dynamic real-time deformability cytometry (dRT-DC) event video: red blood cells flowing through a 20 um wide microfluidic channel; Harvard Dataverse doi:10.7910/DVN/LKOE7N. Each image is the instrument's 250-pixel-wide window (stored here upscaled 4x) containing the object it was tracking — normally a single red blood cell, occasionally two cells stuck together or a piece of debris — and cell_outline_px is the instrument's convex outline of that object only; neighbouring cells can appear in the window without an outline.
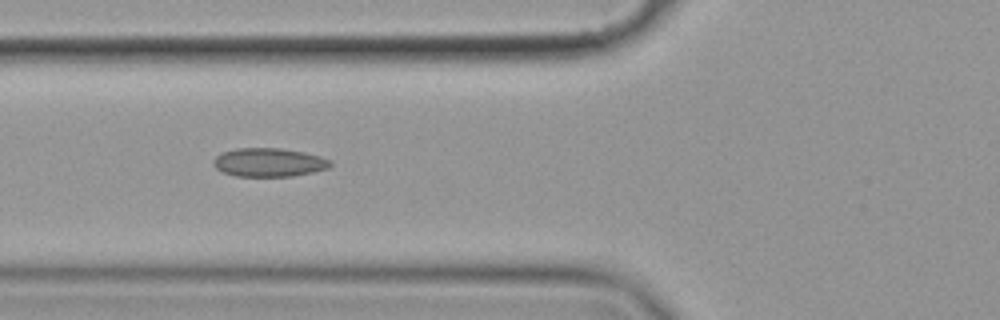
{"species": "common noctule bat (a hibernating species)", "species_latin": "Nyctalus noctula", "temperature_condition": "cold", "stored_images_in_passage": 29, "camera_frame_rate_fps": 3000, "um_per_image_px": 0.085, "animal": {"sex": "female", "body_mass_g": 19.9}, "frame": {"image": 1, "passage_image": 9, "time_ms": 2.667, "image_size_px": [1000, 320], "cell_outline_px": [[332, 164], [328, 168], [312, 172], [292, 176], [236, 176], [220, 172], [212, 164], [212, 160], [216, 156], [224, 152], [236, 148], [280, 148], [304, 152], [320, 156], [332, 160]], "centroid_in_image_um": [22.84, 13.8], "position_along_channel_um": 103.0, "area_um2": 19.59}}
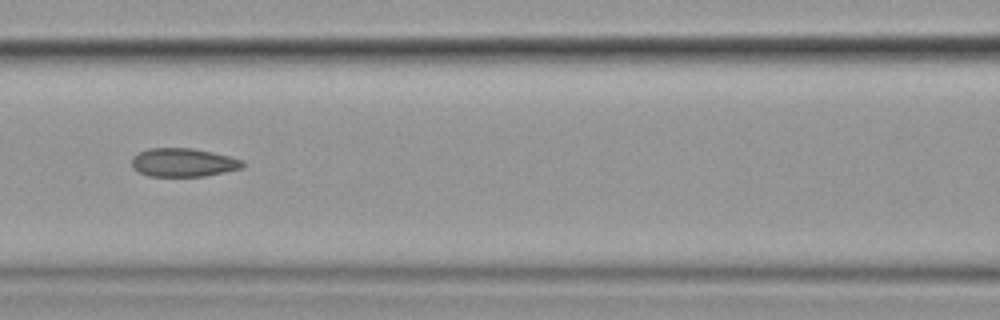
{"frame": {"image": 2, "passage_image": 13, "time_ms": 4.0, "image_size_px": [1000, 320], "cell_outline_px": [[244, 168], [204, 176], [148, 176], [132, 168], [132, 156], [148, 148], [192, 148], [212, 152], [244, 160]], "centroid_in_image_um": [15.58, 13.81], "position_along_channel_um": 151.0, "area_um2": 18.44}}